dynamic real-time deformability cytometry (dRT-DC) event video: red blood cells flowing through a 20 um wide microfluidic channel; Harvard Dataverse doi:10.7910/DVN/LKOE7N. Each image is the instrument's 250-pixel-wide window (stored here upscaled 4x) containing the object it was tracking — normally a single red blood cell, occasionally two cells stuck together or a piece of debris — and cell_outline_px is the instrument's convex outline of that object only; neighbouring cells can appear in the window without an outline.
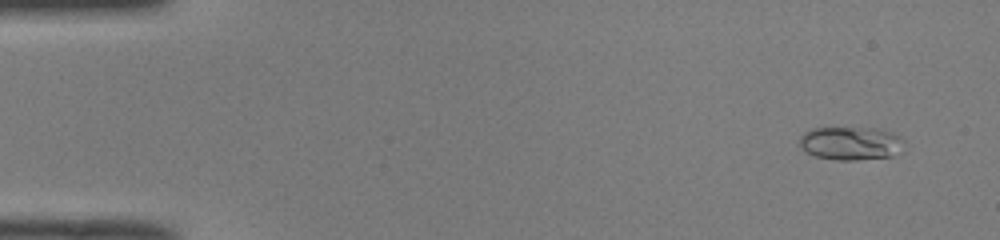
{"species": "common noctule bat (a hibernating species)", "species_latin": "Nyctalus noctula", "temperature_condition": "room temperature", "stored_images_in_passage": 51, "camera_frame_rate_fps": 3000, "um_per_image_px": 0.085, "animal": {"sex": "male", "body_mass_g": 19.0, "forearm_length_mm": 50.8}, "frame": {"image": 1, "passage_image": 4, "time_ms": 1.0, "image_size_px": [1000, 240], "cell_outline_px": [[904, 140], [892, 156], [856, 160], [836, 160], [816, 156], [808, 152], [800, 144], [800, 136], [804, 132], [812, 128], [876, 128], [892, 132], [900, 136]], "centroid_in_image_um": [72.29, 12.16], "position_along_channel_um": 12.7, "area_um2": 20.0}}
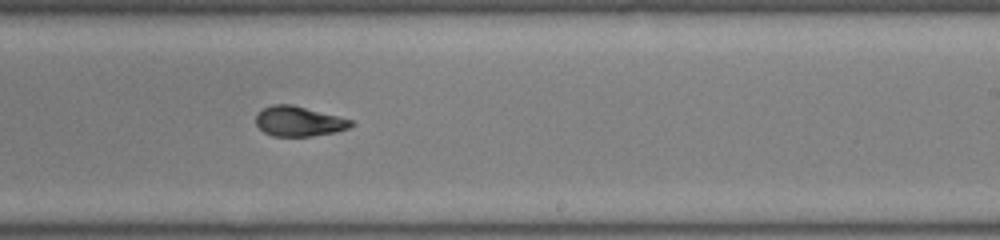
{"frame": {"image": 2, "passage_image": 32, "time_ms": 10.333, "image_size_px": [1000, 240], "cell_outline_px": [[356, 124], [348, 128], [336, 132], [312, 136], [272, 136], [264, 132], [256, 124], [256, 116], [264, 108], [272, 104], [292, 104], [352, 120]], "centroid_in_image_um": [25.41, 10.32], "position_along_channel_um": 263.6, "area_um2": 16.53}}
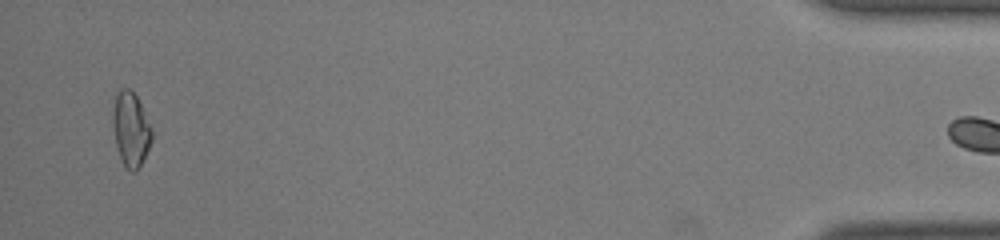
{"frame": {"image": 3, "passage_image": 50, "time_ms": 16.333, "image_size_px": [1000, 240], "cell_outline_px": [[152, 140], [136, 172], [132, 172], [124, 164], [120, 156], [116, 144], [112, 128], [112, 116], [116, 92], [120, 88], [128, 88], [136, 96], [140, 104], [152, 132]], "centroid_in_image_um": [11.08, 10.96], "position_along_channel_um": 424.1, "area_um2": 16.47}}